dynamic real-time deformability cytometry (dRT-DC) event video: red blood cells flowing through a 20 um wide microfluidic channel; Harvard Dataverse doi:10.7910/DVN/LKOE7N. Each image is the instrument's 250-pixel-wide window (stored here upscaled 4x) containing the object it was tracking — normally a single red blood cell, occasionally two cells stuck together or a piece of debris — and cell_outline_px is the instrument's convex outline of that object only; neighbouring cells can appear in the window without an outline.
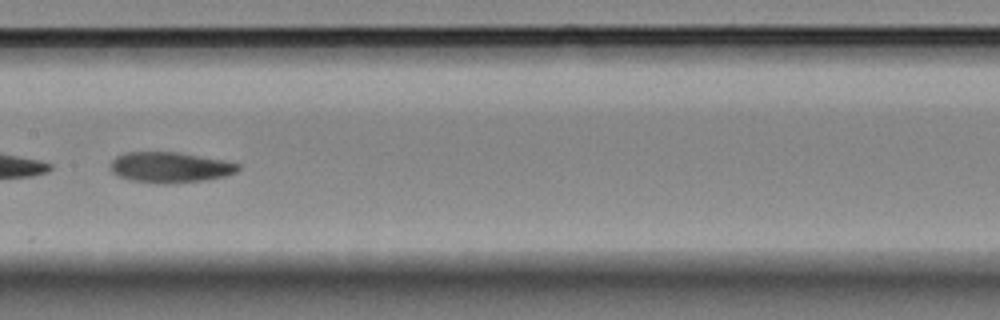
{"species": "Egyptian fruit bat (a non-hibernating species)", "species_latin": "Rousettus aegyptiacus", "temperature_condition": "room temperature", "stored_images_in_passage": 32, "camera_frame_rate_fps": 3000, "um_per_image_px": 0.085, "animal": {"sex": "female"}, "frame": {"image": 1, "passage_image": 19, "time_ms": 6.0, "image_size_px": [1000, 320], "cell_outline_px": [[240, 168], [236, 172], [224, 176], [204, 180], [168, 184], [156, 184], [128, 180], [116, 176], [108, 168], [108, 164], [116, 156], [124, 152], [180, 152], [224, 160], [240, 164]], "centroid_in_image_um": [14.38, 14.23], "position_along_channel_um": 193.0, "area_um2": 23.24}}